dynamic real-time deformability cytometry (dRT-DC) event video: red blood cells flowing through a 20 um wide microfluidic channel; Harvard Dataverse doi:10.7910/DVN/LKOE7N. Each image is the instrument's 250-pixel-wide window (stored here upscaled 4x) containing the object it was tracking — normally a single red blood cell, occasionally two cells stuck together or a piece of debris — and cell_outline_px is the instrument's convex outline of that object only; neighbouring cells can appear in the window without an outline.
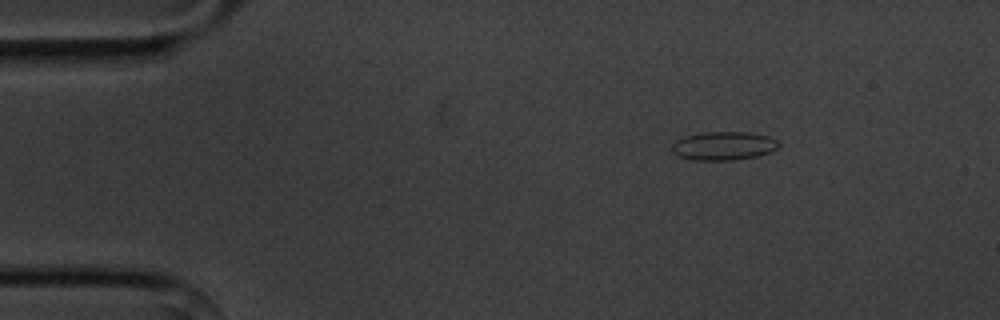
{"species": "common noctule bat (a hibernating species)", "species_latin": "Nyctalus noctula", "temperature_condition": "cold", "stored_images_in_passage": 4, "camera_frame_rate_fps": 3000, "um_per_image_px": 0.085, "animal": {"sex": "male", "body_mass_g": 20.1, "forearm_length_mm": 53.5}, "frame": {"image": 1, "passage_image": 1, "time_ms": 0.0, "image_size_px": [1000, 320], "cell_outline_px": [[780, 144], [776, 148], [768, 152], [756, 156], [736, 160], [692, 160], [680, 156], [672, 152], [672, 144], [676, 140], [688, 136], [704, 132], [748, 132], [768, 136], [776, 140]], "centroid_in_image_um": [61.5, 12.4], "position_along_channel_um": 23.5, "area_um2": 17.57}}